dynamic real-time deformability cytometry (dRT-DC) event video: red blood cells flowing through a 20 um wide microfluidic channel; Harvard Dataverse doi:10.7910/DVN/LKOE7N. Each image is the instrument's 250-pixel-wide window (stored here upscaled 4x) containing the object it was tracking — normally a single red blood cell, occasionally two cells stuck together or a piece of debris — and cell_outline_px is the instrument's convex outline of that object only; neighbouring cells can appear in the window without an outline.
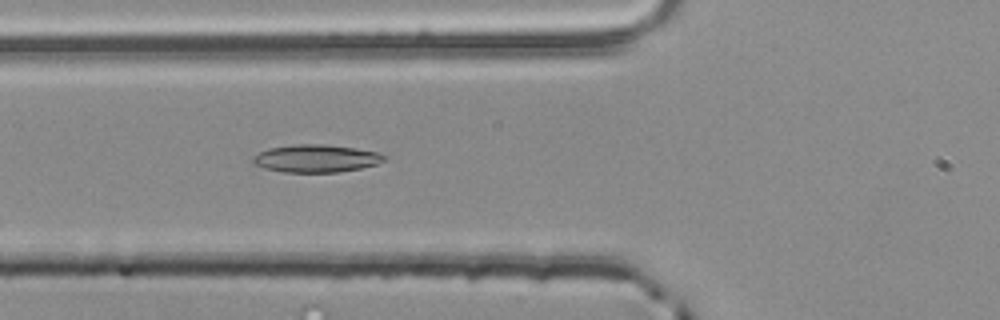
{"species": "common noctule bat (a hibernating species)", "species_latin": "Nyctalus noctula", "temperature_condition": "room temperature", "stored_images_in_passage": 27, "camera_frame_rate_fps": 3000, "um_per_image_px": 0.085, "animal": {"sex": "male", "body_mass_g": 20.4}, "frame": {"image": 1, "passage_image": 5, "time_ms": 1.333, "image_size_px": [1000, 320], "cell_outline_px": [[384, 160], [376, 164], [360, 168], [336, 172], [284, 172], [264, 168], [256, 164], [252, 160], [252, 156], [268, 148], [296, 144], [324, 144], [356, 148], [376, 152], [384, 156]], "centroid_in_image_um": [26.82, 13.46], "position_along_channel_um": 99.0, "area_um2": 20.92}}
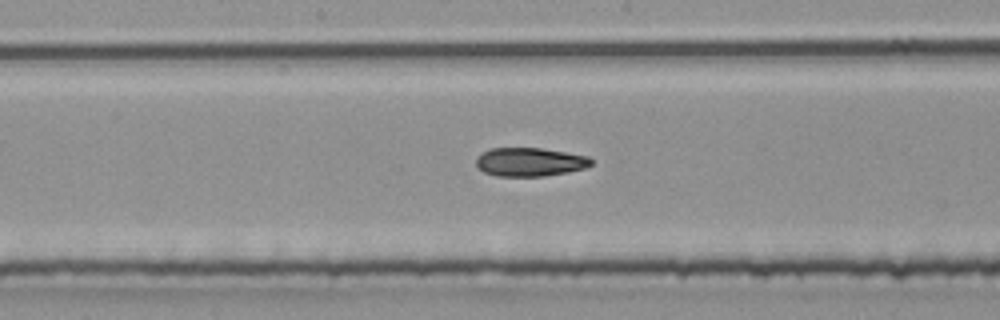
{"frame": {"image": 2, "passage_image": 13, "time_ms": 4.0, "image_size_px": [1000, 320], "cell_outline_px": [[592, 164], [584, 168], [568, 172], [544, 176], [496, 176], [484, 172], [476, 164], [476, 156], [488, 148], [540, 148], [588, 156], [592, 160]], "centroid_in_image_um": [45.0, 13.76], "position_along_channel_um": 203.2, "area_um2": 19.19}}
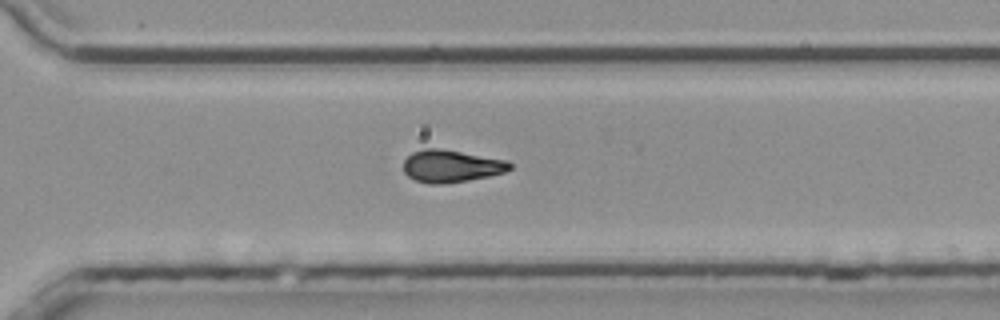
{"frame": {"image": 3, "passage_image": 23, "time_ms": 7.333, "image_size_px": [1000, 320], "cell_outline_px": [[512, 168], [504, 172], [488, 176], [468, 180], [444, 184], [428, 184], [416, 180], [408, 176], [404, 172], [404, 160], [412, 152], [424, 148], [440, 148], [508, 160], [512, 164]], "centroid_in_image_um": [38.35, 14.11], "position_along_channel_um": 332.3, "area_um2": 20.11}, "authors_computed_cell_mechanics": {"area_um2": 19.5942, "velocity_mm_per_s": 3.886, "shape_relaxation_time_tau1_ms": null, "shape_relaxation_time_tau2_ms": 4.7344, "deformation_change_tau1": null, "deformation_change_tau2": 0.1244}}